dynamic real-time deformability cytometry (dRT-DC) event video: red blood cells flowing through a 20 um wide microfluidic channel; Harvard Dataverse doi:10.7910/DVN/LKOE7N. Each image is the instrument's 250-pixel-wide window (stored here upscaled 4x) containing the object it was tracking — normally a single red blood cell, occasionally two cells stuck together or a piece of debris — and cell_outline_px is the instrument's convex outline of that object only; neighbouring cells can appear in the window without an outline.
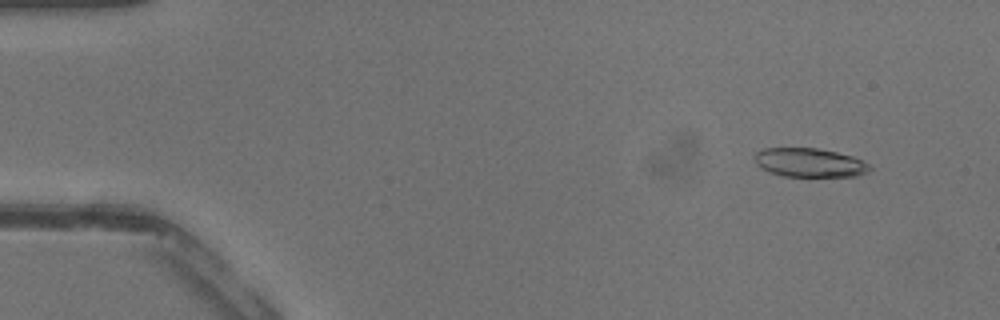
{"species": "common noctule bat (a hibernating species)", "species_latin": "Nyctalus noctula", "temperature_condition": "warm", "stored_images_in_passage": 42, "camera_frame_rate_fps": 3000, "um_per_image_px": 0.085, "animal": {"sex": "male", "body_mass_g": 13.3}, "frame": {"image": 1, "passage_image": 4, "time_ms": 1.0, "image_size_px": [1000, 320], "cell_outline_px": [[872, 168], [868, 172], [856, 176], [784, 176], [768, 172], [760, 168], [756, 164], [756, 152], [764, 148], [816, 148], [836, 152], [852, 156], [868, 164]], "centroid_in_image_um": [68.8, 13.83], "position_along_channel_um": 16.2, "area_um2": 19.25}}
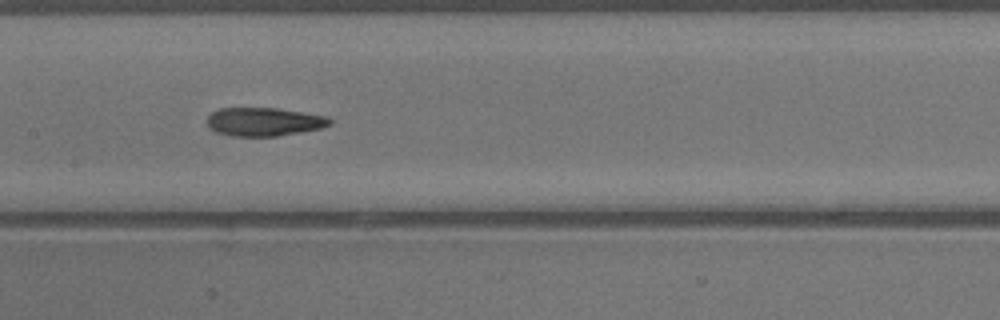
{"frame": {"image": 2, "passage_image": 21, "time_ms": 6.667, "image_size_px": [1000, 320], "cell_outline_px": [[332, 124], [320, 128], [300, 132], [276, 136], [232, 136], [216, 132], [208, 128], [208, 116], [212, 112], [220, 108], [276, 108], [328, 116], [332, 120]], "centroid_in_image_um": [22.44, 10.35], "position_along_channel_um": 185.0, "area_um2": 20.35}}
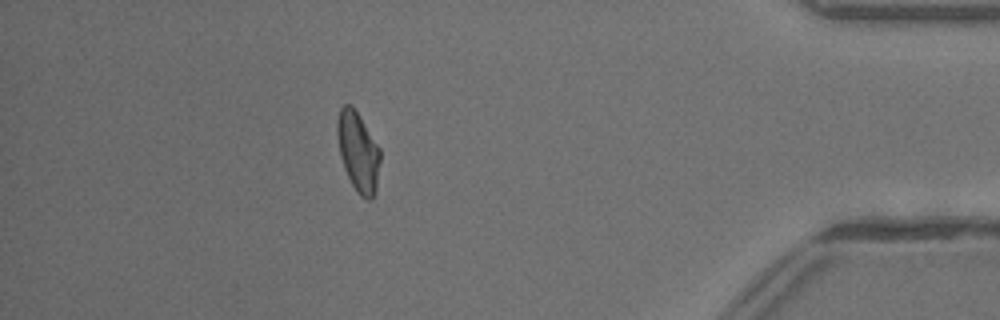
{"frame": {"image": 3, "passage_image": 37, "time_ms": 12.0, "image_size_px": [1000, 320], "cell_outline_px": [[380, 160], [376, 188], [372, 200], [368, 200], [360, 196], [352, 184], [344, 168], [340, 156], [336, 132], [336, 124], [340, 108], [344, 104], [352, 104], [380, 148]], "centroid_in_image_um": [30.43, 12.88], "position_along_channel_um": 404.8, "area_um2": 19.94}}